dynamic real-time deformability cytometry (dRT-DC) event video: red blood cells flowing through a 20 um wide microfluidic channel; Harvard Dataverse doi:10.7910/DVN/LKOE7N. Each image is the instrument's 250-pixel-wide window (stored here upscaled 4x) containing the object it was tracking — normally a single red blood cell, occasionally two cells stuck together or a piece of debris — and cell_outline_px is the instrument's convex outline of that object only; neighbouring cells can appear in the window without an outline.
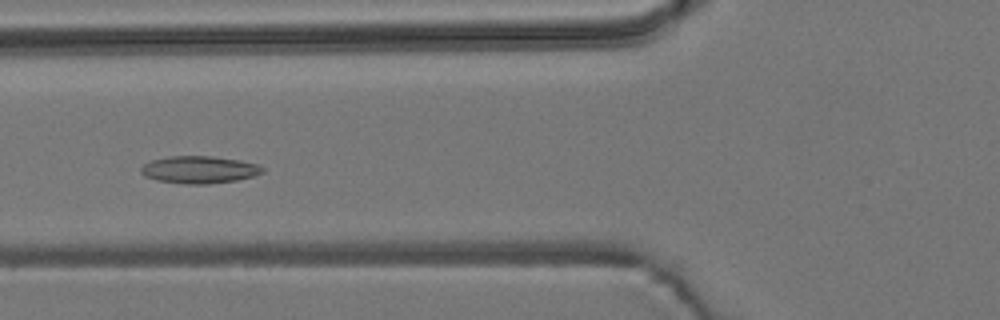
{"species": "common noctule bat (a hibernating species)", "species_latin": "Nyctalus noctula", "temperature_condition": "room temperature", "stored_images_in_passage": 43, "camera_frame_rate_fps": 3000, "um_per_image_px": 0.085, "animal": {"sex": "male", "body_mass_g": 19.2, "forearm_length_mm": 51.8}, "frame": {"image": 1, "passage_image": 9, "time_ms": 2.667, "image_size_px": [1000, 320], "cell_outline_px": [[264, 172], [252, 176], [236, 180], [208, 184], [184, 184], [156, 180], [144, 176], [140, 172], [140, 168], [144, 164], [152, 160], [168, 156], [212, 156], [240, 160], [260, 164], [264, 168]], "centroid_in_image_um": [16.93, 14.42], "position_along_channel_um": 108.9, "area_um2": 19.48}}
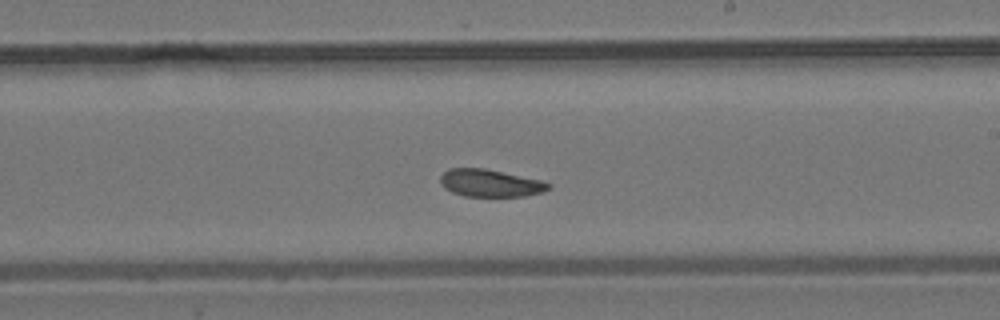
{"frame": {"image": 2, "passage_image": 20, "time_ms": 6.333, "image_size_px": [1000, 320], "cell_outline_px": [[552, 188], [544, 192], [524, 196], [464, 196], [452, 192], [444, 188], [440, 184], [440, 176], [448, 168], [484, 168], [540, 180], [552, 184]], "centroid_in_image_um": [41.67, 15.56], "position_along_channel_um": 247.3, "area_um2": 17.34}}
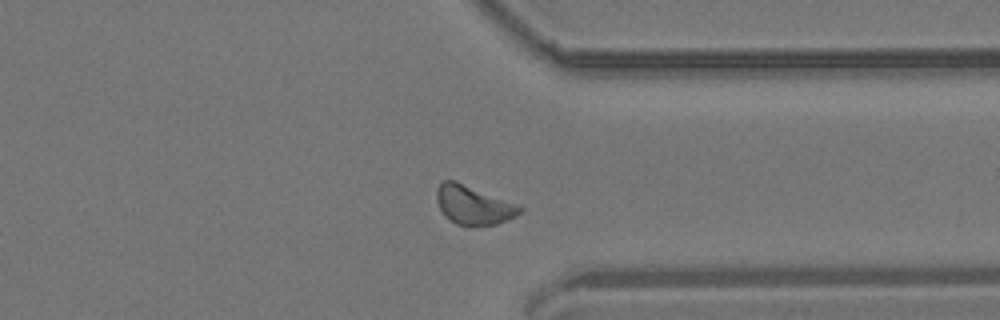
{"frame": {"image": 3, "passage_image": 30, "time_ms": 9.667, "image_size_px": [1000, 320], "cell_outline_px": [[524, 208], [520, 212], [496, 224], [468, 228], [456, 224], [444, 216], [436, 200], [436, 188], [444, 180], [456, 180]], "centroid_in_image_um": [40.15, 17.45], "position_along_channel_um": 371.2, "area_um2": 18.73}, "authors_computed_cell_mechanics": {"area_um2": 18.0336, "velocity_mm_per_s": 3.7802, "shape_relaxation_time_tau1_ms": 7.2282, "shape_relaxation_time_tau2_ms": 4.2842, "deformation_change_tau1": 0.1154, "deformation_change_tau2": 0.1042}}